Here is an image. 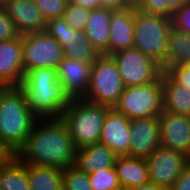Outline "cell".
I'll use <instances>...</instances> for the list:
<instances>
[{
    "mask_svg": "<svg viewBox=\"0 0 190 190\" xmlns=\"http://www.w3.org/2000/svg\"><path fill=\"white\" fill-rule=\"evenodd\" d=\"M76 151L61 119H38L17 157L25 164L64 170L74 165Z\"/></svg>",
    "mask_w": 190,
    "mask_h": 190,
    "instance_id": "obj_1",
    "label": "cell"
},
{
    "mask_svg": "<svg viewBox=\"0 0 190 190\" xmlns=\"http://www.w3.org/2000/svg\"><path fill=\"white\" fill-rule=\"evenodd\" d=\"M38 119H61L72 98L58 80L57 68H37L24 74L19 86Z\"/></svg>",
    "mask_w": 190,
    "mask_h": 190,
    "instance_id": "obj_2",
    "label": "cell"
},
{
    "mask_svg": "<svg viewBox=\"0 0 190 190\" xmlns=\"http://www.w3.org/2000/svg\"><path fill=\"white\" fill-rule=\"evenodd\" d=\"M37 120L19 86L0 87V139L13 151L24 146Z\"/></svg>",
    "mask_w": 190,
    "mask_h": 190,
    "instance_id": "obj_3",
    "label": "cell"
},
{
    "mask_svg": "<svg viewBox=\"0 0 190 190\" xmlns=\"http://www.w3.org/2000/svg\"><path fill=\"white\" fill-rule=\"evenodd\" d=\"M111 107L72 98L61 120L67 126L76 149L99 143L104 119Z\"/></svg>",
    "mask_w": 190,
    "mask_h": 190,
    "instance_id": "obj_4",
    "label": "cell"
},
{
    "mask_svg": "<svg viewBox=\"0 0 190 190\" xmlns=\"http://www.w3.org/2000/svg\"><path fill=\"white\" fill-rule=\"evenodd\" d=\"M171 18L150 15L134 7V48L152 58L160 66L165 62Z\"/></svg>",
    "mask_w": 190,
    "mask_h": 190,
    "instance_id": "obj_5",
    "label": "cell"
},
{
    "mask_svg": "<svg viewBox=\"0 0 190 190\" xmlns=\"http://www.w3.org/2000/svg\"><path fill=\"white\" fill-rule=\"evenodd\" d=\"M124 89L116 61L112 56L103 54L92 62L89 87L82 98L113 108Z\"/></svg>",
    "mask_w": 190,
    "mask_h": 190,
    "instance_id": "obj_6",
    "label": "cell"
},
{
    "mask_svg": "<svg viewBox=\"0 0 190 190\" xmlns=\"http://www.w3.org/2000/svg\"><path fill=\"white\" fill-rule=\"evenodd\" d=\"M113 109L129 120L159 117L163 111L161 76L152 83L125 88Z\"/></svg>",
    "mask_w": 190,
    "mask_h": 190,
    "instance_id": "obj_7",
    "label": "cell"
},
{
    "mask_svg": "<svg viewBox=\"0 0 190 190\" xmlns=\"http://www.w3.org/2000/svg\"><path fill=\"white\" fill-rule=\"evenodd\" d=\"M64 57L62 46L45 30L22 35L24 74L37 68H57Z\"/></svg>",
    "mask_w": 190,
    "mask_h": 190,
    "instance_id": "obj_8",
    "label": "cell"
},
{
    "mask_svg": "<svg viewBox=\"0 0 190 190\" xmlns=\"http://www.w3.org/2000/svg\"><path fill=\"white\" fill-rule=\"evenodd\" d=\"M111 56L117 63L125 88L146 85L161 76L160 65L134 47L118 51Z\"/></svg>",
    "mask_w": 190,
    "mask_h": 190,
    "instance_id": "obj_9",
    "label": "cell"
},
{
    "mask_svg": "<svg viewBox=\"0 0 190 190\" xmlns=\"http://www.w3.org/2000/svg\"><path fill=\"white\" fill-rule=\"evenodd\" d=\"M146 161L149 182L169 190L190 163V158L181 152L159 146Z\"/></svg>",
    "mask_w": 190,
    "mask_h": 190,
    "instance_id": "obj_10",
    "label": "cell"
},
{
    "mask_svg": "<svg viewBox=\"0 0 190 190\" xmlns=\"http://www.w3.org/2000/svg\"><path fill=\"white\" fill-rule=\"evenodd\" d=\"M45 31L62 46L67 58L93 62L99 56L85 34L74 30L63 18L47 21Z\"/></svg>",
    "mask_w": 190,
    "mask_h": 190,
    "instance_id": "obj_11",
    "label": "cell"
},
{
    "mask_svg": "<svg viewBox=\"0 0 190 190\" xmlns=\"http://www.w3.org/2000/svg\"><path fill=\"white\" fill-rule=\"evenodd\" d=\"M158 119L161 146L190 158V116L162 111Z\"/></svg>",
    "mask_w": 190,
    "mask_h": 190,
    "instance_id": "obj_12",
    "label": "cell"
},
{
    "mask_svg": "<svg viewBox=\"0 0 190 190\" xmlns=\"http://www.w3.org/2000/svg\"><path fill=\"white\" fill-rule=\"evenodd\" d=\"M130 131L128 156L146 159L161 146L158 117L130 120Z\"/></svg>",
    "mask_w": 190,
    "mask_h": 190,
    "instance_id": "obj_13",
    "label": "cell"
},
{
    "mask_svg": "<svg viewBox=\"0 0 190 190\" xmlns=\"http://www.w3.org/2000/svg\"><path fill=\"white\" fill-rule=\"evenodd\" d=\"M131 140L130 120L111 108L104 119L99 142L118 156H128Z\"/></svg>",
    "mask_w": 190,
    "mask_h": 190,
    "instance_id": "obj_14",
    "label": "cell"
},
{
    "mask_svg": "<svg viewBox=\"0 0 190 190\" xmlns=\"http://www.w3.org/2000/svg\"><path fill=\"white\" fill-rule=\"evenodd\" d=\"M23 78L22 35L0 41V87H18Z\"/></svg>",
    "mask_w": 190,
    "mask_h": 190,
    "instance_id": "obj_15",
    "label": "cell"
},
{
    "mask_svg": "<svg viewBox=\"0 0 190 190\" xmlns=\"http://www.w3.org/2000/svg\"><path fill=\"white\" fill-rule=\"evenodd\" d=\"M1 5L6 10L8 17L20 35L44 31L46 20L35 2L31 0H1Z\"/></svg>",
    "mask_w": 190,
    "mask_h": 190,
    "instance_id": "obj_16",
    "label": "cell"
},
{
    "mask_svg": "<svg viewBox=\"0 0 190 190\" xmlns=\"http://www.w3.org/2000/svg\"><path fill=\"white\" fill-rule=\"evenodd\" d=\"M92 62L64 57L57 67L58 80L71 98H82L89 87Z\"/></svg>",
    "mask_w": 190,
    "mask_h": 190,
    "instance_id": "obj_17",
    "label": "cell"
},
{
    "mask_svg": "<svg viewBox=\"0 0 190 190\" xmlns=\"http://www.w3.org/2000/svg\"><path fill=\"white\" fill-rule=\"evenodd\" d=\"M109 56L134 46V7L112 11Z\"/></svg>",
    "mask_w": 190,
    "mask_h": 190,
    "instance_id": "obj_18",
    "label": "cell"
},
{
    "mask_svg": "<svg viewBox=\"0 0 190 190\" xmlns=\"http://www.w3.org/2000/svg\"><path fill=\"white\" fill-rule=\"evenodd\" d=\"M112 10L102 7L90 10L83 33L99 55H109L110 19Z\"/></svg>",
    "mask_w": 190,
    "mask_h": 190,
    "instance_id": "obj_19",
    "label": "cell"
},
{
    "mask_svg": "<svg viewBox=\"0 0 190 190\" xmlns=\"http://www.w3.org/2000/svg\"><path fill=\"white\" fill-rule=\"evenodd\" d=\"M116 157L109 147L99 142L77 149L74 166L90 174L97 170L114 167Z\"/></svg>",
    "mask_w": 190,
    "mask_h": 190,
    "instance_id": "obj_20",
    "label": "cell"
},
{
    "mask_svg": "<svg viewBox=\"0 0 190 190\" xmlns=\"http://www.w3.org/2000/svg\"><path fill=\"white\" fill-rule=\"evenodd\" d=\"M121 188L131 189L149 182L145 158L118 156L114 165Z\"/></svg>",
    "mask_w": 190,
    "mask_h": 190,
    "instance_id": "obj_21",
    "label": "cell"
},
{
    "mask_svg": "<svg viewBox=\"0 0 190 190\" xmlns=\"http://www.w3.org/2000/svg\"><path fill=\"white\" fill-rule=\"evenodd\" d=\"M163 111L190 116V90L179 85L167 72H161Z\"/></svg>",
    "mask_w": 190,
    "mask_h": 190,
    "instance_id": "obj_22",
    "label": "cell"
},
{
    "mask_svg": "<svg viewBox=\"0 0 190 190\" xmlns=\"http://www.w3.org/2000/svg\"><path fill=\"white\" fill-rule=\"evenodd\" d=\"M190 61V36L182 31L171 28L165 62L160 66L163 72L175 65Z\"/></svg>",
    "mask_w": 190,
    "mask_h": 190,
    "instance_id": "obj_23",
    "label": "cell"
},
{
    "mask_svg": "<svg viewBox=\"0 0 190 190\" xmlns=\"http://www.w3.org/2000/svg\"><path fill=\"white\" fill-rule=\"evenodd\" d=\"M27 179L31 190H63V170L26 164Z\"/></svg>",
    "mask_w": 190,
    "mask_h": 190,
    "instance_id": "obj_24",
    "label": "cell"
},
{
    "mask_svg": "<svg viewBox=\"0 0 190 190\" xmlns=\"http://www.w3.org/2000/svg\"><path fill=\"white\" fill-rule=\"evenodd\" d=\"M0 190H31L26 164L17 156L9 164L0 167Z\"/></svg>",
    "mask_w": 190,
    "mask_h": 190,
    "instance_id": "obj_25",
    "label": "cell"
},
{
    "mask_svg": "<svg viewBox=\"0 0 190 190\" xmlns=\"http://www.w3.org/2000/svg\"><path fill=\"white\" fill-rule=\"evenodd\" d=\"M189 0H135L138 11L172 18Z\"/></svg>",
    "mask_w": 190,
    "mask_h": 190,
    "instance_id": "obj_26",
    "label": "cell"
},
{
    "mask_svg": "<svg viewBox=\"0 0 190 190\" xmlns=\"http://www.w3.org/2000/svg\"><path fill=\"white\" fill-rule=\"evenodd\" d=\"M93 190H118L121 188L115 167L88 174Z\"/></svg>",
    "mask_w": 190,
    "mask_h": 190,
    "instance_id": "obj_27",
    "label": "cell"
},
{
    "mask_svg": "<svg viewBox=\"0 0 190 190\" xmlns=\"http://www.w3.org/2000/svg\"><path fill=\"white\" fill-rule=\"evenodd\" d=\"M63 190H93L88 174L71 165L63 170Z\"/></svg>",
    "mask_w": 190,
    "mask_h": 190,
    "instance_id": "obj_28",
    "label": "cell"
},
{
    "mask_svg": "<svg viewBox=\"0 0 190 190\" xmlns=\"http://www.w3.org/2000/svg\"><path fill=\"white\" fill-rule=\"evenodd\" d=\"M90 14V9L68 1L62 18L74 30L83 32Z\"/></svg>",
    "mask_w": 190,
    "mask_h": 190,
    "instance_id": "obj_29",
    "label": "cell"
},
{
    "mask_svg": "<svg viewBox=\"0 0 190 190\" xmlns=\"http://www.w3.org/2000/svg\"><path fill=\"white\" fill-rule=\"evenodd\" d=\"M69 0H35V5L39 8L44 19L62 18Z\"/></svg>",
    "mask_w": 190,
    "mask_h": 190,
    "instance_id": "obj_30",
    "label": "cell"
},
{
    "mask_svg": "<svg viewBox=\"0 0 190 190\" xmlns=\"http://www.w3.org/2000/svg\"><path fill=\"white\" fill-rule=\"evenodd\" d=\"M14 22L8 17L4 7L0 5V41H8L19 37Z\"/></svg>",
    "mask_w": 190,
    "mask_h": 190,
    "instance_id": "obj_31",
    "label": "cell"
},
{
    "mask_svg": "<svg viewBox=\"0 0 190 190\" xmlns=\"http://www.w3.org/2000/svg\"><path fill=\"white\" fill-rule=\"evenodd\" d=\"M172 27L190 36V0L172 18Z\"/></svg>",
    "mask_w": 190,
    "mask_h": 190,
    "instance_id": "obj_32",
    "label": "cell"
},
{
    "mask_svg": "<svg viewBox=\"0 0 190 190\" xmlns=\"http://www.w3.org/2000/svg\"><path fill=\"white\" fill-rule=\"evenodd\" d=\"M179 85L190 90V61L175 65L166 71Z\"/></svg>",
    "mask_w": 190,
    "mask_h": 190,
    "instance_id": "obj_33",
    "label": "cell"
},
{
    "mask_svg": "<svg viewBox=\"0 0 190 190\" xmlns=\"http://www.w3.org/2000/svg\"><path fill=\"white\" fill-rule=\"evenodd\" d=\"M100 7L112 11L135 7V0H100Z\"/></svg>",
    "mask_w": 190,
    "mask_h": 190,
    "instance_id": "obj_34",
    "label": "cell"
},
{
    "mask_svg": "<svg viewBox=\"0 0 190 190\" xmlns=\"http://www.w3.org/2000/svg\"><path fill=\"white\" fill-rule=\"evenodd\" d=\"M169 190H190V163L181 172Z\"/></svg>",
    "mask_w": 190,
    "mask_h": 190,
    "instance_id": "obj_35",
    "label": "cell"
},
{
    "mask_svg": "<svg viewBox=\"0 0 190 190\" xmlns=\"http://www.w3.org/2000/svg\"><path fill=\"white\" fill-rule=\"evenodd\" d=\"M16 156L17 153L0 139V167L9 164Z\"/></svg>",
    "mask_w": 190,
    "mask_h": 190,
    "instance_id": "obj_36",
    "label": "cell"
},
{
    "mask_svg": "<svg viewBox=\"0 0 190 190\" xmlns=\"http://www.w3.org/2000/svg\"><path fill=\"white\" fill-rule=\"evenodd\" d=\"M69 1L90 10L100 7V0H69Z\"/></svg>",
    "mask_w": 190,
    "mask_h": 190,
    "instance_id": "obj_37",
    "label": "cell"
},
{
    "mask_svg": "<svg viewBox=\"0 0 190 190\" xmlns=\"http://www.w3.org/2000/svg\"><path fill=\"white\" fill-rule=\"evenodd\" d=\"M129 190H166L161 186H157L154 183L148 182L147 184L131 188Z\"/></svg>",
    "mask_w": 190,
    "mask_h": 190,
    "instance_id": "obj_38",
    "label": "cell"
},
{
    "mask_svg": "<svg viewBox=\"0 0 190 190\" xmlns=\"http://www.w3.org/2000/svg\"><path fill=\"white\" fill-rule=\"evenodd\" d=\"M118 190H129V189H127V188H120V189H118Z\"/></svg>",
    "mask_w": 190,
    "mask_h": 190,
    "instance_id": "obj_39",
    "label": "cell"
}]
</instances>
